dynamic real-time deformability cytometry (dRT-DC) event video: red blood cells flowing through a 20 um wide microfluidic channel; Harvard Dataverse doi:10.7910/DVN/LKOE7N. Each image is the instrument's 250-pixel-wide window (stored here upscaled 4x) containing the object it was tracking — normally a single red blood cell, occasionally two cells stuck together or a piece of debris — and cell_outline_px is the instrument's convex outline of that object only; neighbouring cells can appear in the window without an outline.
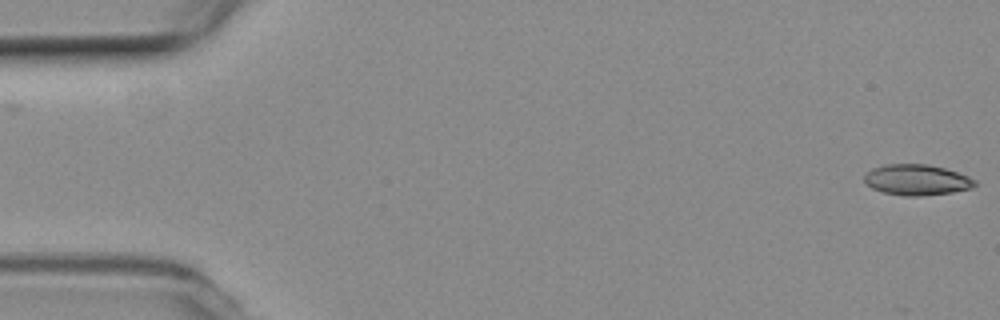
{"species": "common noctule bat (a hibernating species)", "species_latin": "Nyctalus noctula", "temperature_condition": "room temperature", "stored_images_in_passage": 15, "camera_frame_rate_fps": 3000, "um_per_image_px": 0.085, "animal": {"sex": "female", "body_mass_g": 19.3, "forearm_length_mm": 54.1}, "frame": {"image": 1, "passage_image": 1, "time_ms": 0.0, "image_size_px": [1000, 320], "cell_outline_px": [[976, 184], [972, 188], [952, 192], [920, 196], [904, 196], [884, 192], [872, 188], [864, 180], [864, 176], [872, 168], [884, 164], [928, 164], [944, 168], [968, 176], [976, 180]], "centroid_in_image_um": [77.93, 15.28], "position_along_channel_um": 7.1, "area_um2": 19.71}}